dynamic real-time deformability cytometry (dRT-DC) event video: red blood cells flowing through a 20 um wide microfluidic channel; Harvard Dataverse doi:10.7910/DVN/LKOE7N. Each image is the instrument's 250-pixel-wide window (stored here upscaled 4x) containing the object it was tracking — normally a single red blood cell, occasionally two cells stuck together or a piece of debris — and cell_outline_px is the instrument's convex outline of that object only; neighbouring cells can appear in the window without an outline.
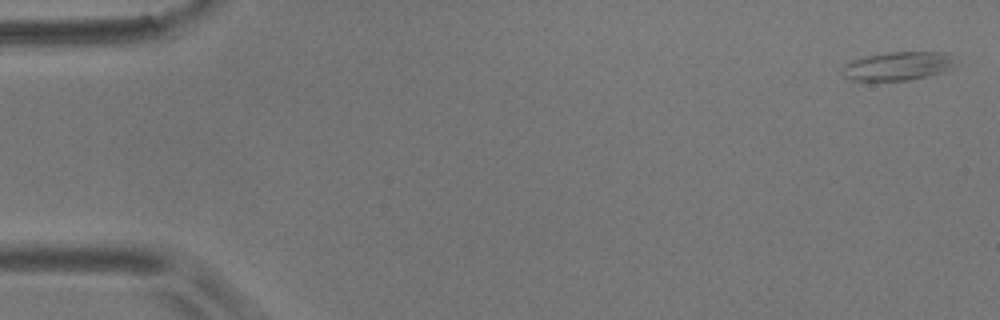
{"species": "common noctule bat (a hibernating species)", "species_latin": "Nyctalus noctula", "temperature_condition": "room temperature", "stored_images_in_passage": 5, "camera_frame_rate_fps": 3000, "um_per_image_px": 0.085, "animal": {"sex": "male", "body_mass_g": 17.9}, "frame": {"image": 1, "passage_image": 1, "time_ms": 0.0, "image_size_px": [1000, 320], "cell_outline_px": [[956, 64], [952, 68], [944, 72], [908, 80], [852, 80], [844, 76], [840, 72], [840, 68], [844, 64], [852, 60], [868, 56], [888, 52], [948, 52]], "centroid_in_image_um": [76.31, 5.61], "position_along_channel_um": 8.7, "area_um2": 18.84}}
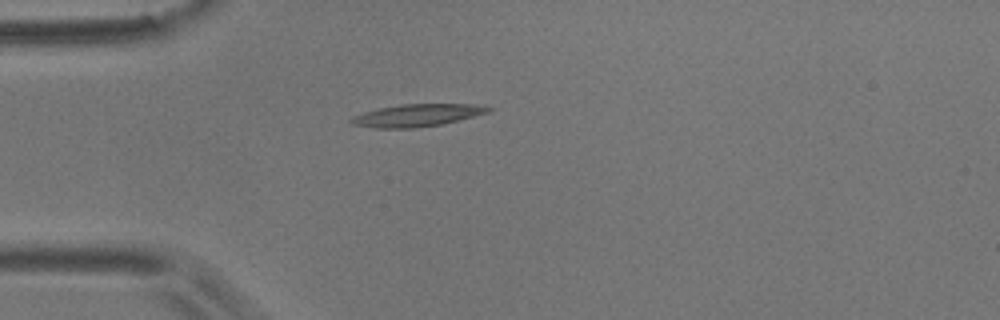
{"frame": {"image": 2, "passage_image": 5, "time_ms": 1.333, "image_size_px": [1000, 320], "cell_outline_px": [[492, 108], [488, 112], [440, 124], [416, 128], [376, 128], [352, 124], [348, 120], [352, 116], [364, 112], [380, 108], [400, 104], [472, 104]], "centroid_in_image_um": [35.36, 9.8], "position_along_channel_um": 49.6, "area_um2": 17.57}}